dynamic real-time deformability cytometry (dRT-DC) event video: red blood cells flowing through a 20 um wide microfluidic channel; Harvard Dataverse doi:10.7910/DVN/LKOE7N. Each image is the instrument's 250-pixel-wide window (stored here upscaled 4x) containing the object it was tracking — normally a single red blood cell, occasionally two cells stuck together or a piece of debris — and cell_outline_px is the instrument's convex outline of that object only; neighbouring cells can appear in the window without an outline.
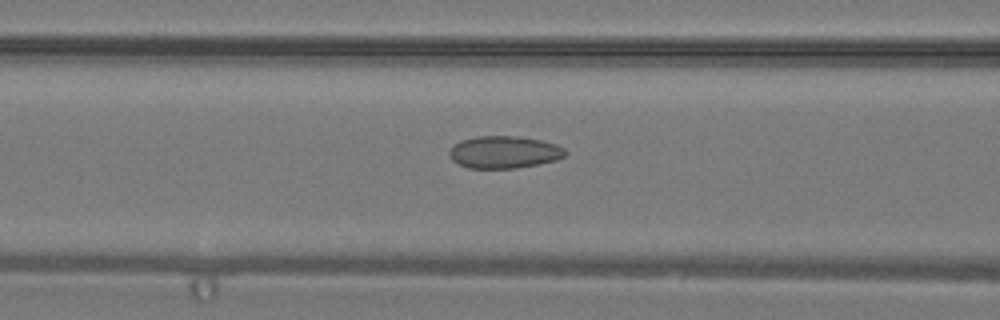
{"species": "common noctule bat (a hibernating species)", "species_latin": "Nyctalus noctula", "temperature_condition": "warm", "stored_images_in_passage": 41, "segment_of_instrument_passage": [1, 2], "camera_frame_rate_fps": 3000, "um_per_image_px": 0.085, "animal": {"sex": "male", "body_mass_g": 19.2, "forearm_length_mm": 51.8}, "frame": {"image": 1, "passage_image": 17, "time_ms": 5.333, "image_size_px": [1000, 320], "cell_outline_px": [[568, 152], [564, 156], [556, 160], [516, 168], [468, 168], [452, 160], [448, 152], [452, 144], [460, 140], [476, 136], [512, 136], [540, 140], [556, 144], [564, 148]], "centroid_in_image_um": [42.82, 12.92], "position_along_channel_um": 123.8, "area_um2": 21.79}}
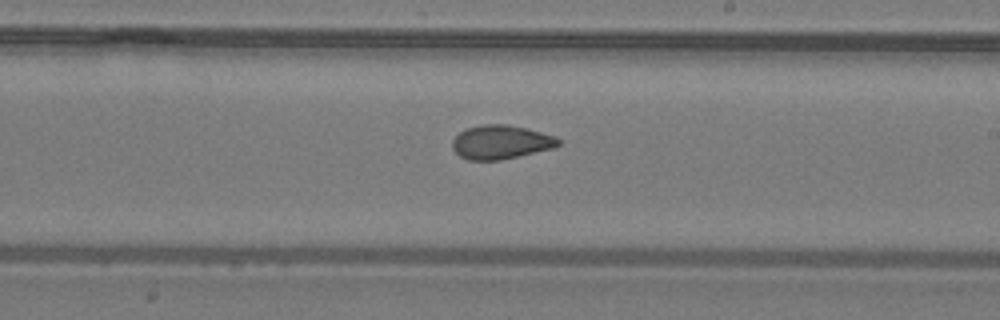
{"frame": {"image": 2, "passage_image": 24, "time_ms": 7.667, "image_size_px": [1000, 320], "cell_outline_px": [[560, 144], [552, 148], [500, 160], [468, 160], [460, 156], [452, 148], [452, 140], [464, 128], [484, 124], [508, 124], [556, 136], [560, 140]], "centroid_in_image_um": [42.54, 12.07], "position_along_channel_um": 246.5, "area_um2": 20.81}}
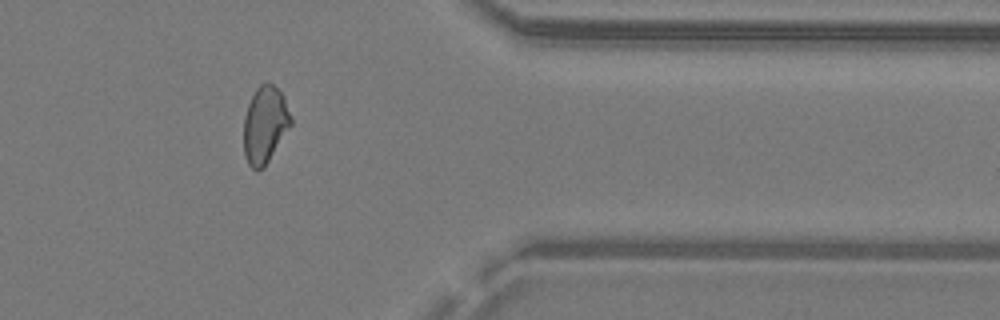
{"frame": {"image": 3, "passage_image": 33, "time_ms": 10.667, "image_size_px": [1000, 320], "cell_outline_px": [[292, 124], [264, 168], [256, 172], [248, 164], [244, 156], [244, 116], [248, 104], [256, 88], [260, 84], [268, 80], [284, 96], [292, 116]], "centroid_in_image_um": [22.52, 10.61], "position_along_channel_um": 388.9, "area_um2": 21.44}}